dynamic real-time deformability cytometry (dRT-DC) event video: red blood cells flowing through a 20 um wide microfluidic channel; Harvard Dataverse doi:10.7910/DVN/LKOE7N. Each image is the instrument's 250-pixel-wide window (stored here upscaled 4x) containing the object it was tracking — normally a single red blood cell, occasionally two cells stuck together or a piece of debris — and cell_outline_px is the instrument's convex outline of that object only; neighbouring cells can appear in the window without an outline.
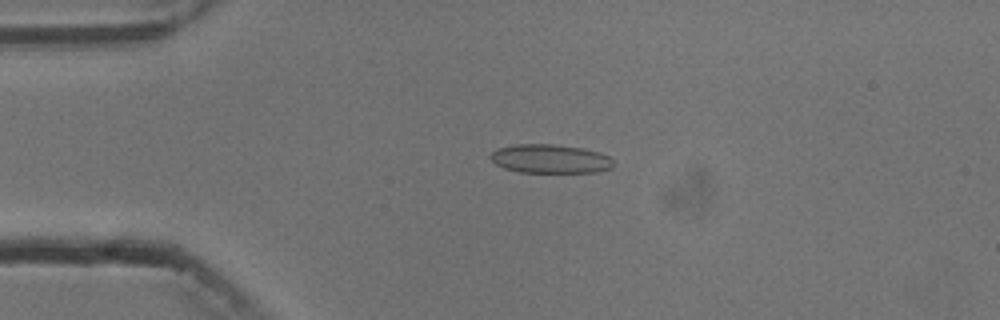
{"species": "common noctule bat (a hibernating species)", "species_latin": "Nyctalus noctula", "temperature_condition": "cold", "stored_images_in_passage": 4, "camera_frame_rate_fps": 3000, "um_per_image_px": 0.085, "animal": {"sex": "male", "body_mass_g": 13.3}, "frame": {"image": 1, "passage_image": 2, "time_ms": 1.0, "image_size_px": [1000, 320], "cell_outline_px": [[612, 168], [596, 172], [520, 172], [504, 168], [496, 164], [488, 156], [496, 148], [516, 144], [556, 144], [580, 148], [600, 152], [608, 156], [612, 160]], "centroid_in_image_um": [46.73, 13.49], "position_along_channel_um": 38.3, "area_um2": 20.63}}
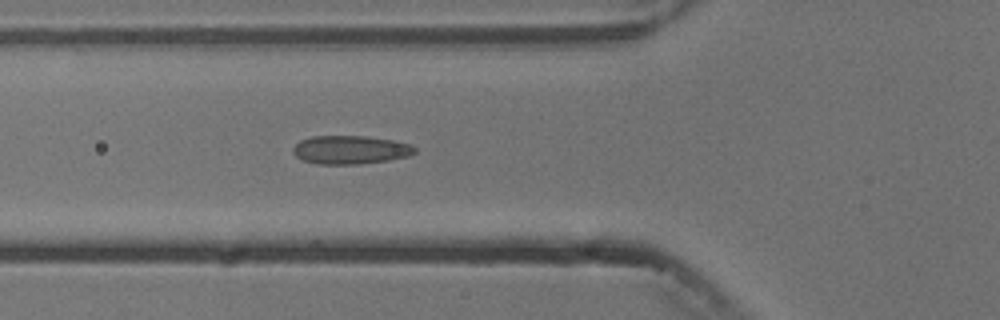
{"frame": {"image": 2, "passage_image": 4, "time_ms": 3.333, "image_size_px": [1000, 320], "cell_outline_px": [[416, 152], [408, 156], [388, 160], [356, 164], [316, 164], [304, 160], [296, 156], [292, 152], [292, 148], [300, 140], [312, 136], [368, 136], [392, 140], [408, 144], [416, 148]], "centroid_in_image_um": [29.75, 12.73], "position_along_channel_um": 96.0, "area_um2": 20.11}}